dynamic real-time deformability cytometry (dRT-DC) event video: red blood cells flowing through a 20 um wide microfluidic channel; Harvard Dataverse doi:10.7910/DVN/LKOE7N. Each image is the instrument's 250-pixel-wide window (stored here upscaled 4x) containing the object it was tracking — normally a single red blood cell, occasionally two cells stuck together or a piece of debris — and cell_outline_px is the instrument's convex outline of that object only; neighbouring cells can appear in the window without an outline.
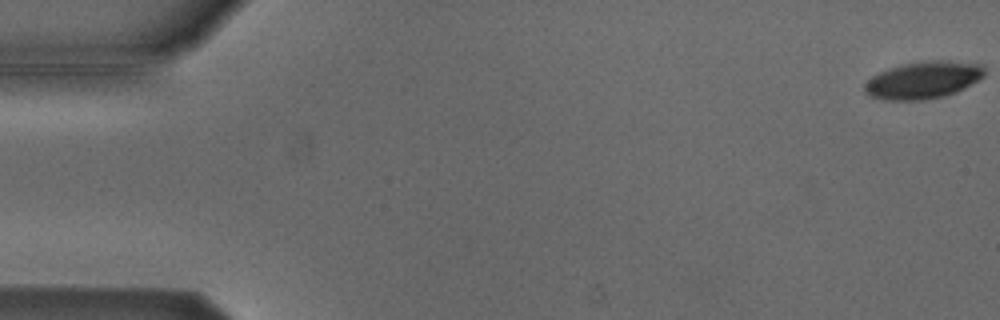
{"species": "Egyptian fruit bat (a non-hibernating species)", "species_latin": "Rousettus aegyptiacus", "temperature_condition": "cold", "stored_images_in_passage": 6, "camera_frame_rate_fps": 3000, "um_per_image_px": 0.085, "animal": {"sex": "male"}, "frame": {"image": 1, "passage_image": 1, "time_ms": 0.0, "image_size_px": [1000, 320], "cell_outline_px": [[984, 76], [964, 88], [956, 92], [944, 96], [924, 100], [884, 100], [872, 96], [864, 92], [864, 84], [872, 76], [888, 68], [904, 64], [924, 60], [948, 60], [984, 64]], "centroid_in_image_um": [78.48, 6.79], "position_along_channel_um": 6.5, "area_um2": 26.13}}